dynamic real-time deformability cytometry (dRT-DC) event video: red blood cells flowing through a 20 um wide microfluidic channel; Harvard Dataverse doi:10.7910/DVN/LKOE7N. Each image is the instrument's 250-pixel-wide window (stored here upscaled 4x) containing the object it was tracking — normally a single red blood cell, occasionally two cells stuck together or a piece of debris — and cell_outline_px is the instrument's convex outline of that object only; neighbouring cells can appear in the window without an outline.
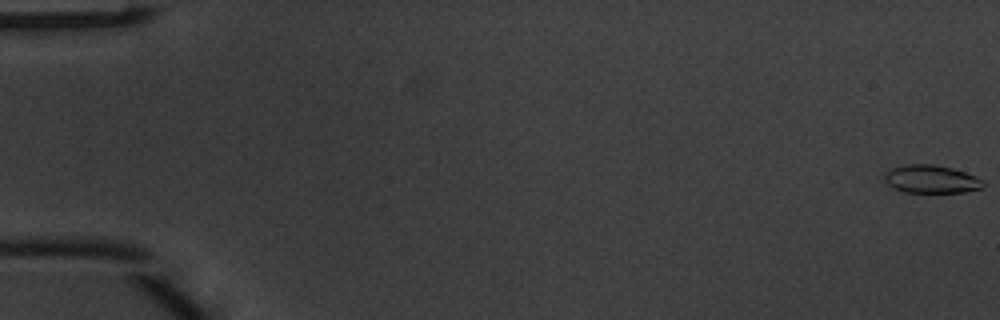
{"species": "common noctule bat (a hibernating species)", "species_latin": "Nyctalus noctula", "temperature_condition": "warm", "stored_images_in_passage": 6, "camera_frame_rate_fps": 3000, "um_per_image_px": 0.085, "animal": {"sex": "male", "body_mass_g": 20.1, "forearm_length_mm": 53.5}, "frame": {"image": 1, "passage_image": 1, "time_ms": 0.0, "image_size_px": [1000, 320], "cell_outline_px": [[984, 188], [964, 192], [904, 192], [892, 188], [884, 180], [884, 176], [892, 168], [904, 164], [932, 164], [952, 168], [976, 176], [984, 184]], "centroid_in_image_um": [79.14, 15.23], "position_along_channel_um": 5.9, "area_um2": 16.07}}